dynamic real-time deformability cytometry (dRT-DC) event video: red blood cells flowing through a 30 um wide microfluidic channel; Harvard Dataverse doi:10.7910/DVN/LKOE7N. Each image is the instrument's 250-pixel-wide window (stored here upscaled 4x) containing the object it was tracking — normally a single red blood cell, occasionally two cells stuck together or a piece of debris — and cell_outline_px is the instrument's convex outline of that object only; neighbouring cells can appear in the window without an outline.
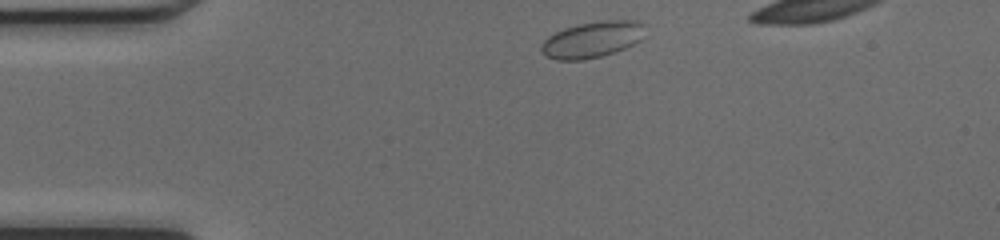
{"species": "common noctule bat (a hibernating species)", "species_latin": "Nyctalus noctula", "temperature_condition": "cold", "stored_images_in_passage": 36, "camera_frame_rate_fps": 3000, "um_per_image_px": 0.085, "animal": {"sex": "female", "body_mass_g": 17.0, "forearm_length_mm": 48.0}, "frame": {"image": 1, "passage_image": 1, "time_ms": 0.0, "image_size_px": [1000, 240], "cell_outline_px": [[640, 40], [624, 48], [600, 56], [580, 60], [556, 60], [548, 56], [540, 48], [544, 40], [548, 36], [564, 28], [580, 24], [604, 20], [636, 20], [640, 24]], "centroid_in_image_um": [50.27, 3.36], "position_along_channel_um": 34.7, "area_um2": 21.1}}
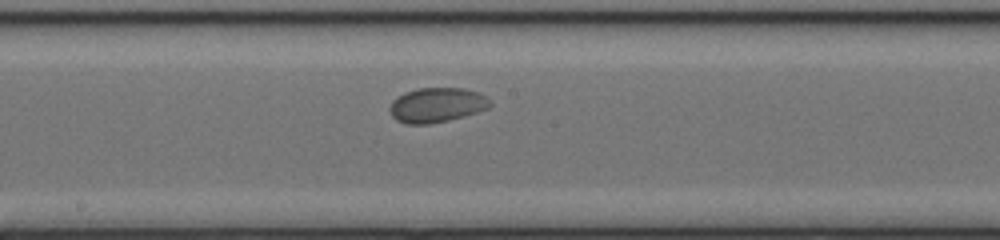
{"frame": {"image": 2, "passage_image": 17, "time_ms": 5.333, "image_size_px": [1000, 240], "cell_outline_px": [[492, 104], [488, 108], [464, 116], [448, 120], [428, 124], [404, 124], [396, 120], [392, 116], [388, 108], [392, 100], [396, 96], [404, 92], [416, 88], [464, 88], [476, 92], [484, 96]], "centroid_in_image_um": [37.05, 8.93], "position_along_channel_um": 211.1, "area_um2": 20.35}}
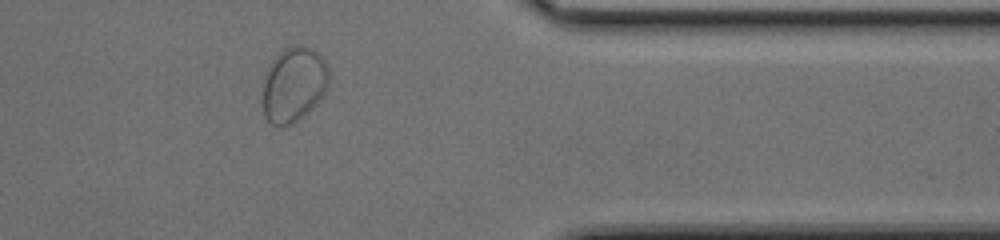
{"frame": {"image": 3, "passage_image": 31, "time_ms": 10.0, "image_size_px": [1000, 240], "cell_outline_px": [[328, 84], [324, 92], [296, 120], [280, 128], [272, 124], [264, 116], [264, 80], [268, 68], [272, 60], [284, 48], [300, 44], [312, 48], [328, 64]], "centroid_in_image_um": [24.95, 7.13], "position_along_channel_um": 386.5, "area_um2": 28.09}, "authors_computed_cell_mechanics": {"area_um2": 20.1722, "velocity_mm_per_s": 4.1246, "shape_relaxation_time_tau1_ms": 2.2855, "shape_relaxation_time_tau2_ms": null, "deformation_change_tau1": 0.0673, "deformation_change_tau2": null}}